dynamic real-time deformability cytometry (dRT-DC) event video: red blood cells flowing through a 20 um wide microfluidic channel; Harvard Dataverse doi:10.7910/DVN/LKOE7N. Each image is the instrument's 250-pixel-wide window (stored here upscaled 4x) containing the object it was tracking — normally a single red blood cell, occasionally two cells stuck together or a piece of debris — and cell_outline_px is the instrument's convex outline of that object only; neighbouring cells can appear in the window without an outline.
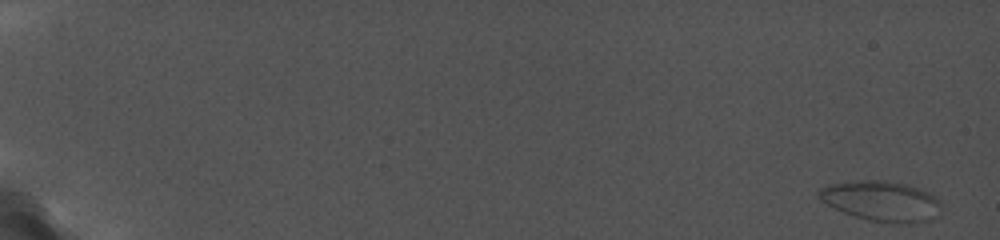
{"species": "common noctule bat (a hibernating species)", "species_latin": "Nyctalus noctula", "temperature_condition": "cold", "stored_images_in_passage": 54, "camera_frame_rate_fps": 5000, "um_per_image_px": 0.085, "animal": {"sex": "female", "body_mass_g": 19.0, "forearm_length_mm": 56.7}, "frame": {"image": 1, "passage_image": 1, "time_ms": 0.0, "image_size_px": [1000, 240], "cell_outline_px": [[940, 204], [936, 220], [908, 224], [868, 220], [844, 212], [820, 200], [816, 196], [816, 192], [820, 188], [828, 184], [852, 180], [884, 180], [904, 184], [920, 188], [928, 192], [940, 200]], "centroid_in_image_um": [74.92, 17.08], "position_along_channel_um": 10.1, "area_um2": 28.9}}
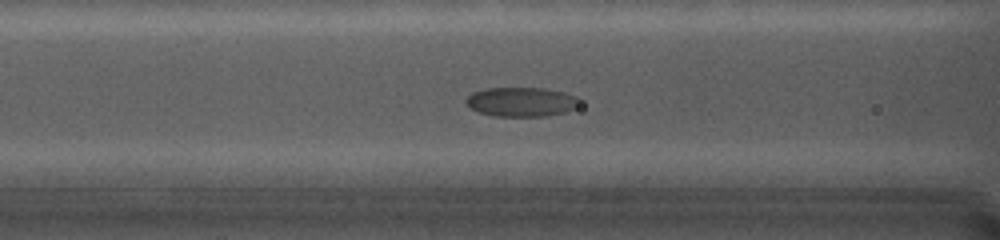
{"frame": {"image": 2, "passage_image": 29, "time_ms": 10.0, "image_size_px": [1000, 240], "cell_outline_px": [[580, 104], [576, 108], [564, 112], [548, 116], [492, 116], [480, 112], [472, 108], [464, 100], [472, 92], [488, 88], [540, 88], [560, 92], [576, 96], [580, 100]], "centroid_in_image_um": [44.32, 8.66], "position_along_channel_um": 122.3, "area_um2": 19.25}}
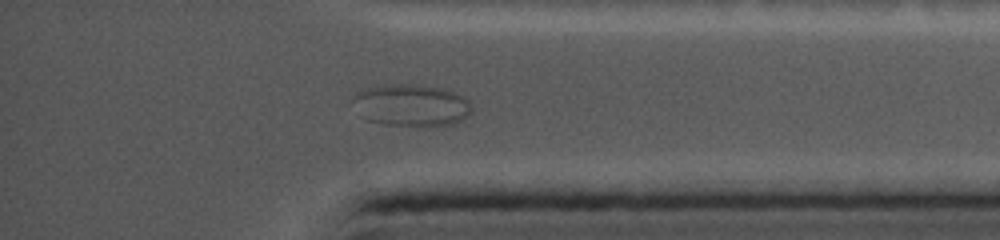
{"frame": {"image": 3, "passage_image": 54, "time_ms": 18.4, "image_size_px": [1000, 240], "cell_outline_px": [[472, 112], [468, 116], [452, 124], [384, 124], [368, 120], [352, 100], [352, 96], [356, 92], [368, 88], [392, 84], [408, 84], [436, 88], [452, 92], [468, 100], [472, 108]], "centroid_in_image_um": [34.96, 8.93], "position_along_channel_um": 400.2, "area_um2": 27.86}}